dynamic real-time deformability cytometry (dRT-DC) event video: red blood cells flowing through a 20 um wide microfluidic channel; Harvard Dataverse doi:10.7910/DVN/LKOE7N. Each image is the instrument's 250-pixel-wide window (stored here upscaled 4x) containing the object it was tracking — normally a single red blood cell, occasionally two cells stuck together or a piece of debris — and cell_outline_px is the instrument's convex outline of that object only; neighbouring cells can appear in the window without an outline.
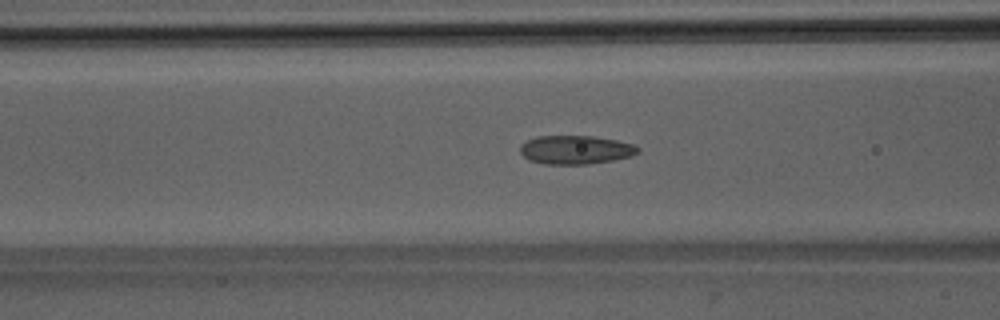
{"species": "Egyptian fruit bat (a non-hibernating species)", "species_latin": "Rousettus aegyptiacus", "temperature_condition": "room temperature", "stored_images_in_passage": 42, "camera_frame_rate_fps": 3000, "um_per_image_px": 0.085, "animal": {"sex": "male"}, "frame": {"image": 1, "passage_image": 11, "time_ms": 3.333, "image_size_px": [1000, 320], "cell_outline_px": [[640, 152], [632, 156], [612, 160], [588, 164], [544, 164], [528, 160], [520, 152], [520, 144], [536, 136], [592, 136], [616, 140], [636, 144], [640, 148]], "centroid_in_image_um": [48.94, 12.73], "position_along_channel_um": 117.7, "area_um2": 19.83}}
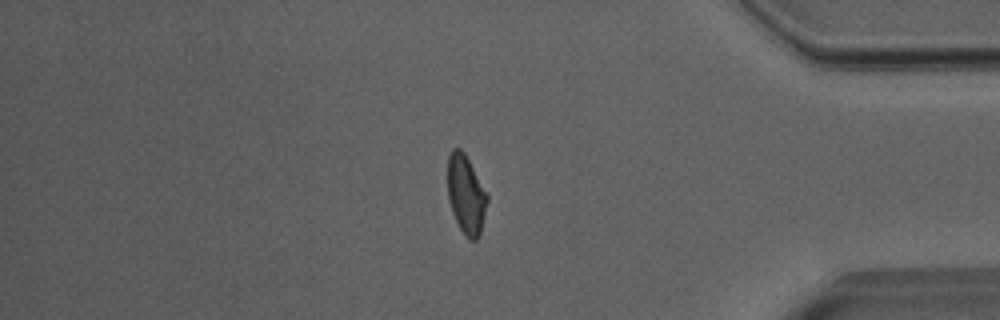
{"frame": {"image": 2, "passage_image": 34, "time_ms": 11.0, "image_size_px": [1000, 320], "cell_outline_px": [[488, 200], [480, 236], [476, 240], [468, 240], [464, 236], [452, 212], [448, 200], [448, 156], [452, 148], [460, 148], [464, 152], [488, 196]], "centroid_in_image_um": [39.61, 16.57], "position_along_channel_um": 395.6, "area_um2": 18.15}}
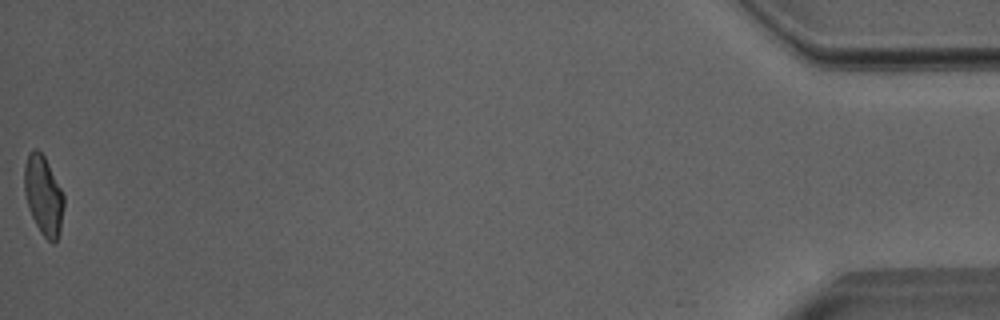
{"frame": {"image": 3, "passage_image": 42, "time_ms": 13.667, "image_size_px": [1000, 320], "cell_outline_px": [[64, 208], [60, 232], [56, 240], [52, 244], [40, 232], [28, 208], [24, 192], [24, 168], [28, 152], [36, 148], [44, 156], [64, 196]], "centroid_in_image_um": [3.68, 16.62], "position_along_channel_um": 431.5, "area_um2": 18.15}, "authors_computed_cell_mechanics": {"area_um2": 18.785, "velocity_mm_per_s": 3.9992, "shape_relaxation_time_tau1_ms": 8.1268, "shape_relaxation_time_tau2_ms": 1.2808, "deformation_change_tau1": 0.1775, "deformation_change_tau2": 0.0813}}